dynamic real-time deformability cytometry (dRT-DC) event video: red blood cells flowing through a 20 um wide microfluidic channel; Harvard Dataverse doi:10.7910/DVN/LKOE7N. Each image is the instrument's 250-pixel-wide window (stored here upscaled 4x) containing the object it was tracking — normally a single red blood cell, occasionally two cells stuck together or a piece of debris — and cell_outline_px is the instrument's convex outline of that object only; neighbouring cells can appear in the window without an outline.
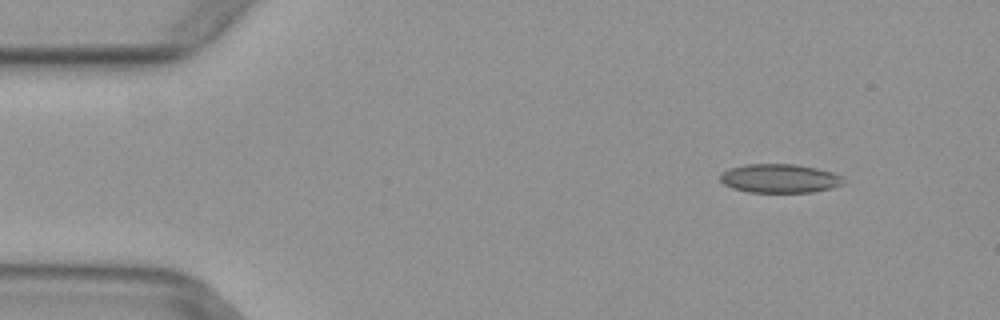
{"species": "common noctule bat (a hibernating species)", "species_latin": "Nyctalus noctula", "temperature_condition": "warm", "stored_images_in_passage": 6, "camera_frame_rate_fps": 3000, "um_per_image_px": 0.085, "animal": {"sex": "female", "body_mass_g": 29.2, "forearm_length_mm": 56.3}, "frame": {"image": 1, "passage_image": 2, "time_ms": 0.333, "image_size_px": [1000, 320], "cell_outline_px": [[844, 184], [832, 188], [812, 192], [748, 192], [732, 188], [724, 184], [720, 180], [720, 172], [728, 168], [744, 164], [796, 164], [816, 168], [832, 172], [840, 176], [844, 180]], "centroid_in_image_um": [66.24, 15.16], "position_along_channel_um": 18.8, "area_um2": 20.87}}
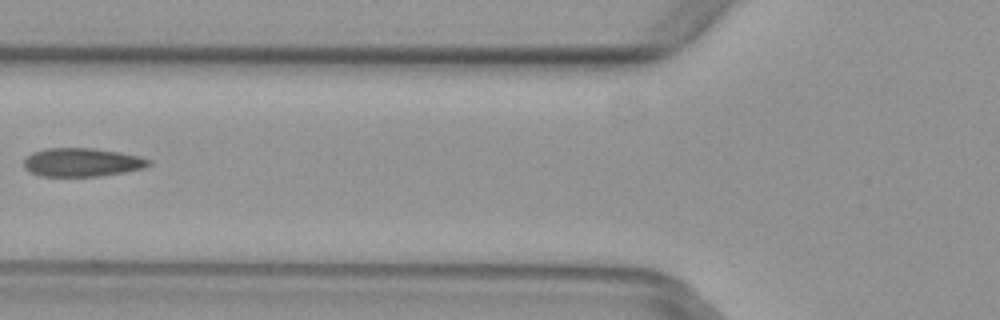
{"frame": {"image": 2, "passage_image": 6, "time_ms": 1.667, "image_size_px": [1000, 320], "cell_outline_px": [[152, 164], [144, 168], [124, 172], [100, 176], [40, 176], [24, 168], [24, 160], [32, 152], [44, 148], [92, 148], [120, 152], [140, 156], [152, 160]], "centroid_in_image_um": [7.0, 13.79], "position_along_channel_um": 118.8, "area_um2": 20.87}}